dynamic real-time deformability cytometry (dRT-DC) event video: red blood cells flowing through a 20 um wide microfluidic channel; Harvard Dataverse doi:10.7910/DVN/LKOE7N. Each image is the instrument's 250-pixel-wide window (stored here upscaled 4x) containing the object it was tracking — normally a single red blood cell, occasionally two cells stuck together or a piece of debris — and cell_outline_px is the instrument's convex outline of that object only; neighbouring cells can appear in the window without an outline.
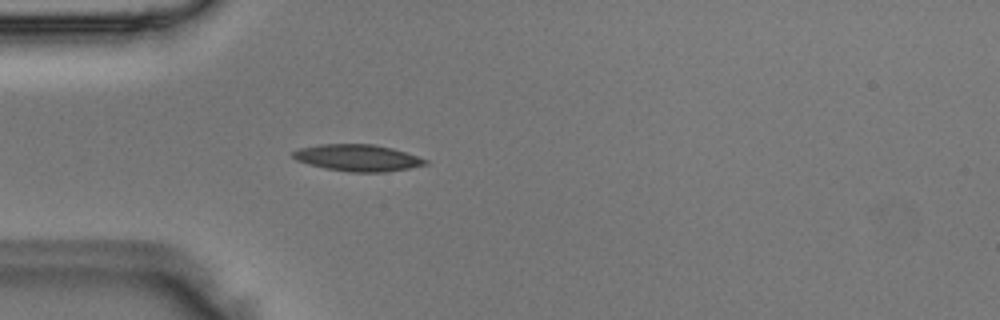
{"species": "Egyptian fruit bat (a non-hibernating species)", "species_latin": "Rousettus aegyptiacus", "temperature_condition": "room temperature", "stored_images_in_passage": 3, "camera_frame_rate_fps": 3000, "um_per_image_px": 0.085, "animal": {"sex": "male"}, "frame": {"image": 1, "passage_image": 3, "time_ms": 0.667, "image_size_px": [1000, 320], "cell_outline_px": [[428, 164], [408, 168], [384, 172], [352, 172], [324, 168], [308, 164], [296, 160], [292, 156], [292, 152], [300, 148], [320, 144], [372, 144], [392, 148], [428, 160]], "centroid_in_image_um": [30.37, 13.41], "position_along_channel_um": 54.6, "area_um2": 20.4}}